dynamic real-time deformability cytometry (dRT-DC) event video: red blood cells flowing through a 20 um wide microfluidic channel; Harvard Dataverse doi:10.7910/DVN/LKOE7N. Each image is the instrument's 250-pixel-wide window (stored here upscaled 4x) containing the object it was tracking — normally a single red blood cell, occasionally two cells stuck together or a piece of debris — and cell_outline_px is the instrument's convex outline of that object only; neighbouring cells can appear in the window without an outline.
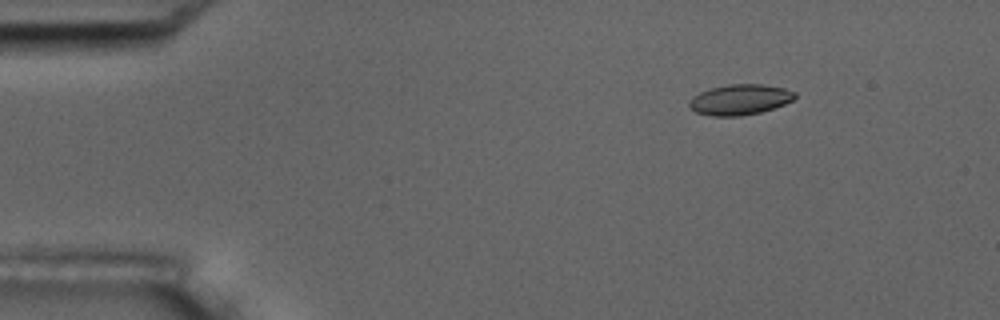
{"species": "common noctule bat (a hibernating species)", "species_latin": "Nyctalus noctula", "temperature_condition": "room temperature", "stored_images_in_passage": 9, "camera_frame_rate_fps": 3000, "um_per_image_px": 0.085, "animal": {"sex": "male", "body_mass_g": 17.5, "forearm_length_mm": 52.3}, "frame": {"image": 1, "passage_image": 2, "time_ms": 1.333, "image_size_px": [1000, 320], "cell_outline_px": [[796, 96], [792, 100], [784, 104], [760, 112], [740, 116], [712, 116], [696, 112], [688, 104], [688, 100], [692, 96], [700, 92], [712, 88], [728, 84], [760, 84], [784, 88], [796, 92]], "centroid_in_image_um": [62.87, 8.46], "position_along_channel_um": 22.1, "area_um2": 18.67}}
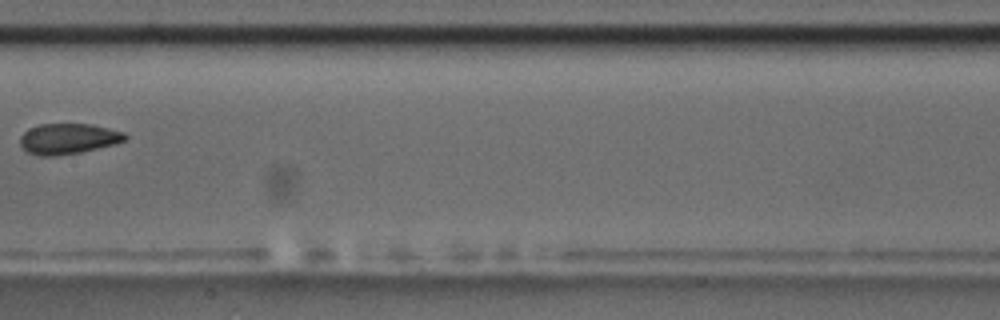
{"frame": {"image": 2, "passage_image": 8, "time_ms": 8.333, "image_size_px": [1000, 320], "cell_outline_px": [[128, 136], [124, 140], [116, 144], [80, 152], [56, 156], [40, 156], [28, 152], [20, 144], [20, 136], [28, 128], [40, 124], [92, 124], [124, 132]], "centroid_in_image_um": [5.79, 11.79], "position_along_channel_um": 201.6, "area_um2": 18.73}}
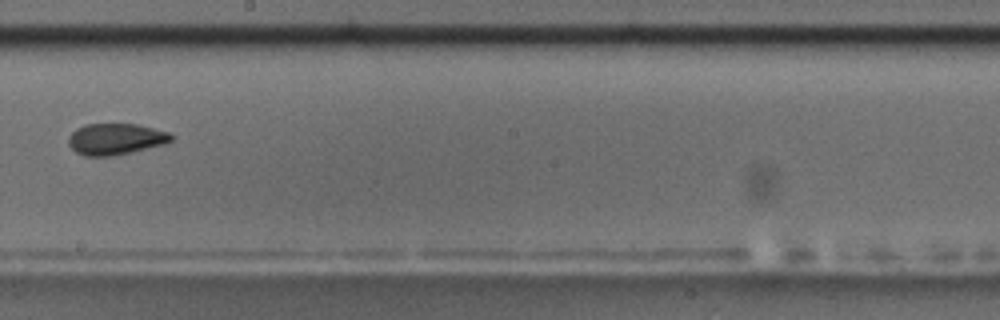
{"frame": {"image": 3, "passage_image": 9, "time_ms": 9.333, "image_size_px": [1000, 320], "cell_outline_px": [[172, 140], [164, 144], [112, 156], [84, 156], [76, 152], [68, 144], [68, 136], [76, 128], [84, 124], [136, 124], [168, 132], [172, 136]], "centroid_in_image_um": [9.77, 11.81], "position_along_channel_um": 238.4, "area_um2": 18.61}}